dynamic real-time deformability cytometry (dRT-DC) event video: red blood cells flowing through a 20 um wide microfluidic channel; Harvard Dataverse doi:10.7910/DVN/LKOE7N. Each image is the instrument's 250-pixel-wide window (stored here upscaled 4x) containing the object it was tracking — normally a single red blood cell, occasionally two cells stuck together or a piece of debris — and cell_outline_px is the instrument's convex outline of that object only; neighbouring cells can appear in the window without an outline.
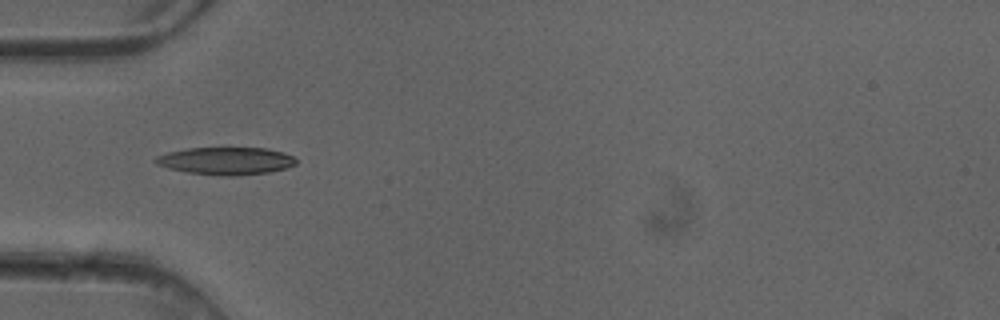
{"species": "common noctule bat (a hibernating species)", "species_latin": "Nyctalus noctula", "temperature_condition": "cold", "stored_images_in_passage": 2, "camera_frame_rate_fps": 3000, "um_per_image_px": 0.085, "animal": {"sex": "female"}, "frame": {"image": 1, "passage_image": 2, "time_ms": 0.333, "image_size_px": [1000, 320], "cell_outline_px": [[296, 164], [288, 168], [268, 172], [236, 176], [220, 176], [184, 172], [168, 168], [156, 164], [152, 160], [156, 156], [168, 152], [188, 148], [268, 148], [284, 152], [292, 156], [296, 160]], "centroid_in_image_um": [19.19, 13.68], "position_along_channel_um": 65.8, "area_um2": 22.77}}